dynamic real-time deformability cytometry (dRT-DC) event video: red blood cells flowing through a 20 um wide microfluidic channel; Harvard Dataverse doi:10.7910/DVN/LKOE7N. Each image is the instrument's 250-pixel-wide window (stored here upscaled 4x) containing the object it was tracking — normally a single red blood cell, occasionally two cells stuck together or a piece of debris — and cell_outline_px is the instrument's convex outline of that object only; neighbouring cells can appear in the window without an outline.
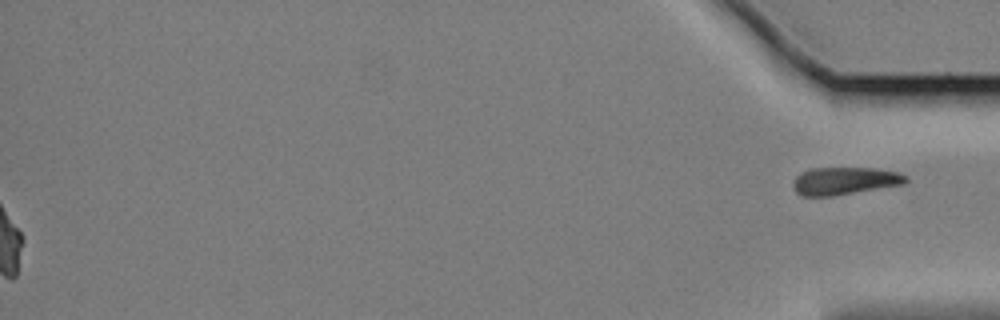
{"species": "Egyptian fruit bat (a non-hibernating species)", "species_latin": "Rousettus aegyptiacus", "temperature_condition": "cold", "stored_images_in_passage": 45, "segment_of_instrument_passage": [2, 2], "camera_frame_rate_fps": 3000, "um_per_image_px": 0.085, "animal": {"sex": "female"}, "frame": {"image": 1, "passage_image": 45, "time_ms": 14.667, "image_size_px": [1000, 320], "cell_outline_px": [[908, 180], [904, 184], [832, 196], [800, 196], [792, 188], [792, 184], [796, 176], [800, 172], [812, 168], [876, 168], [900, 172], [908, 176]], "centroid_in_image_um": [71.78, 15.37], "position_along_channel_um": 363.4, "area_um2": 18.32}}